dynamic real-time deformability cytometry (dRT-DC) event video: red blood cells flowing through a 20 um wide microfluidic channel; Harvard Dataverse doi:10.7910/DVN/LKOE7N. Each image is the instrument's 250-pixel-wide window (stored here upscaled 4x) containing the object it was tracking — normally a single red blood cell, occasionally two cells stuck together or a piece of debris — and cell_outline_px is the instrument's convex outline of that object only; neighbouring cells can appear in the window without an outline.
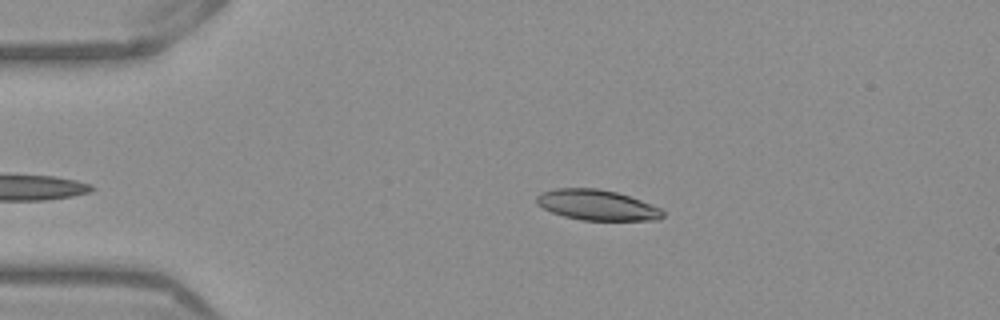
{"species": "Egyptian fruit bat (a non-hibernating species)", "species_latin": "Rousettus aegyptiacus", "temperature_condition": "warm", "stored_images_in_passage": 38, "camera_frame_rate_fps": 3000, "um_per_image_px": 0.085, "frame": {"image": 1, "passage_image": 3, "time_ms": 0.667, "image_size_px": [1000, 320], "cell_outline_px": [[664, 216], [660, 220], [580, 220], [564, 216], [552, 212], [536, 204], [536, 196], [540, 192], [556, 188], [596, 188], [616, 192], [652, 204], [660, 208], [664, 212]], "centroid_in_image_um": [50.73, 17.43], "position_along_channel_um": 34.3, "area_um2": 22.43}}
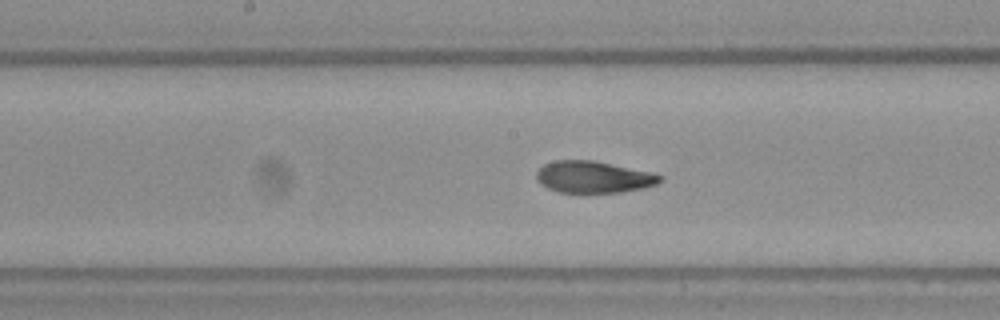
{"frame": {"image": 2, "passage_image": 19, "time_ms": 6.0, "image_size_px": [1000, 320], "cell_outline_px": [[664, 176], [656, 184], [644, 188], [620, 192], [560, 192], [548, 188], [540, 184], [536, 180], [536, 172], [544, 164], [556, 160], [592, 160], [648, 172]], "centroid_in_image_um": [50.4, 15.05], "position_along_channel_um": 197.8, "area_um2": 22.54}}
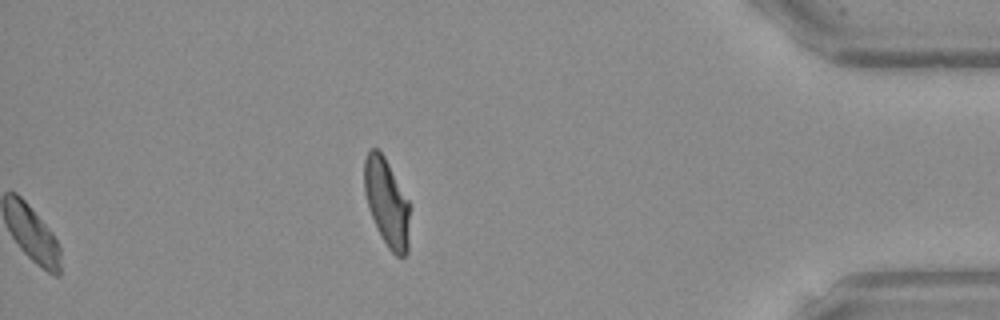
{"frame": {"image": 3, "passage_image": 38, "time_ms": 12.333, "image_size_px": [1000, 320], "cell_outline_px": [[408, 252], [404, 256], [396, 256], [388, 248], [368, 208], [364, 192], [364, 160], [368, 148], [376, 148], [384, 156], [408, 200]], "centroid_in_image_um": [32.85, 17.17], "position_along_channel_um": 402.4, "area_um2": 22.77}, "authors_computed_cell_mechanics": {"area_um2": 23.3223, "velocity_mm_per_s": 3.8882, "shape_relaxation_time_tau1_ms": 4.9479, "shape_relaxation_time_tau2_ms": 1.3744, "deformation_change_tau1": 0.1689, "deformation_change_tau2": 0.0786}}